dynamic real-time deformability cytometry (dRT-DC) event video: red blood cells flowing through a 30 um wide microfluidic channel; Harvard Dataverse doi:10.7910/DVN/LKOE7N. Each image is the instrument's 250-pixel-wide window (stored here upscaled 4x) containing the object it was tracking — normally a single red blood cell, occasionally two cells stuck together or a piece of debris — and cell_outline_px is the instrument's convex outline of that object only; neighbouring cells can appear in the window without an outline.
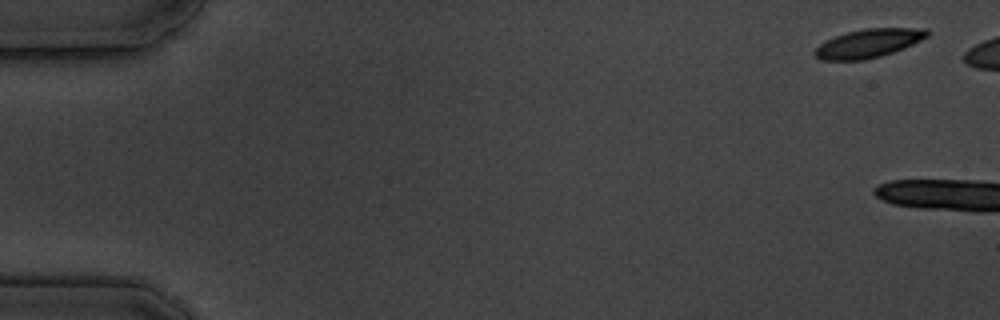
{"species": "common noctule bat (a hibernating species)", "species_latin": "Nyctalus noctula", "temperature_condition": "cold", "stored_images_in_passage": 2, "camera_frame_rate_fps": 3000, "um_per_image_px": 0.085, "animal": {"sex": "male", "body_mass_g": 19.5, "forearm_length_mm": 54.6}, "frame": {"image": 1, "passage_image": 1, "time_ms": 0.0, "image_size_px": [1000, 320], "cell_outline_px": [[928, 36], [904, 48], [880, 56], [864, 60], [820, 60], [812, 52], [820, 44], [836, 36], [848, 32], [864, 28], [928, 28]], "centroid_in_image_um": [73.82, 3.68], "position_along_channel_um": 11.2, "area_um2": 18.55}}